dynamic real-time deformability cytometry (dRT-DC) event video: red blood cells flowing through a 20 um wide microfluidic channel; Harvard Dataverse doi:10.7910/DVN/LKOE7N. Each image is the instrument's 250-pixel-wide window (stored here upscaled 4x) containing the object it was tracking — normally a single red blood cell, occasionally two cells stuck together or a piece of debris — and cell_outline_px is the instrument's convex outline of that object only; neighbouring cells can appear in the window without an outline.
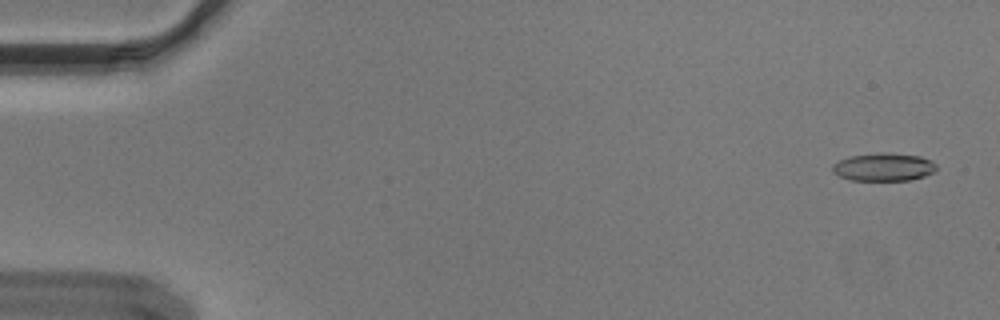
{"species": "Egyptian fruit bat (a non-hibernating species)", "species_latin": "Rousettus aegyptiacus", "temperature_condition": "cold", "stored_images_in_passage": 56, "camera_frame_rate_fps": 3000, "um_per_image_px": 0.085, "animal": {"sex": "male"}, "frame": {"image": 1, "passage_image": 3, "time_ms": 0.667, "image_size_px": [1000, 320], "cell_outline_px": [[936, 172], [924, 176], [908, 180], [852, 180], [840, 176], [832, 172], [832, 164], [848, 156], [880, 152], [892, 152], [920, 156], [932, 160], [936, 164]], "centroid_in_image_um": [75.13, 14.18], "position_along_channel_um": 9.9, "area_um2": 17.17}}
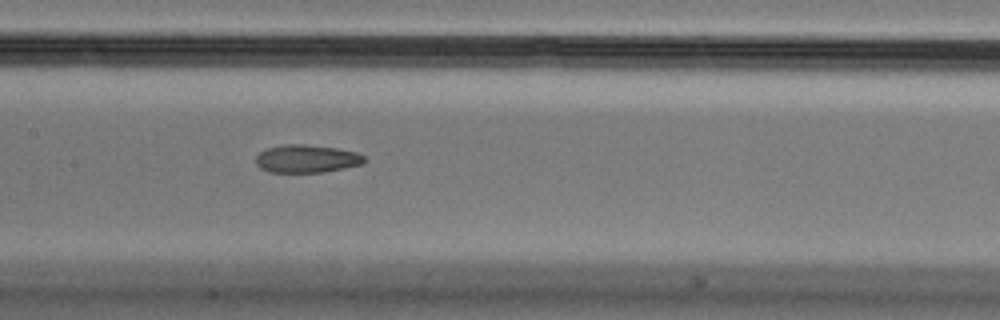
{"frame": {"image": 2, "passage_image": 28, "time_ms": 9.0, "image_size_px": [1000, 320], "cell_outline_px": [[364, 164], [324, 172], [268, 172], [260, 168], [256, 164], [256, 156], [260, 152], [268, 148], [284, 144], [304, 144], [336, 148], [356, 152], [364, 156]], "centroid_in_image_um": [26.06, 13.49], "position_along_channel_um": 181.3, "area_um2": 17.63}}
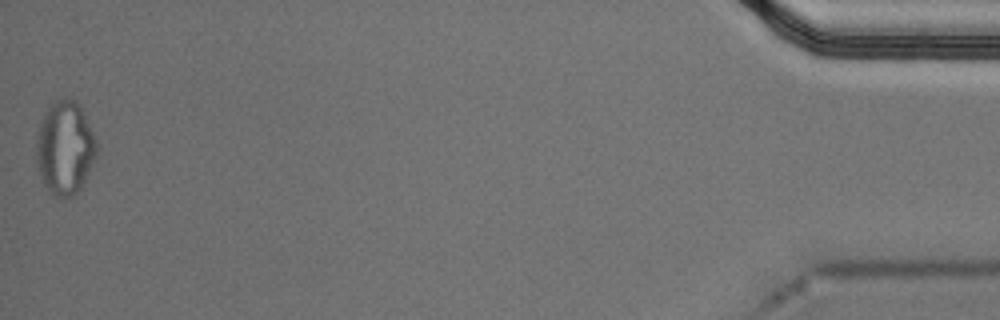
{"frame": {"image": 3, "passage_image": 56, "time_ms": 18.333, "image_size_px": [1000, 320], "cell_outline_px": [[100, 148], [80, 188], [72, 196], [60, 200], [52, 196], [48, 192], [44, 184], [36, 160], [36, 140], [40, 124], [48, 108], [60, 96], [68, 96], [76, 100], [80, 104]], "centroid_in_image_um": [5.53, 12.56], "position_along_channel_um": 429.7, "area_um2": 33.23}, "authors_computed_cell_mechanics": {"area_um2": 18.0336, "velocity_mm_per_s": 3.6336, "shape_relaxation_time_tau1_ms": null, "shape_relaxation_time_tau2_ms": 4.3152, "deformation_change_tau1": null, "deformation_change_tau2": 0.1106}}